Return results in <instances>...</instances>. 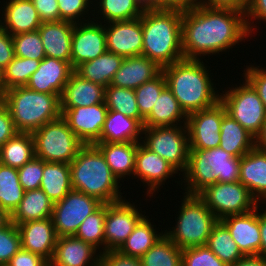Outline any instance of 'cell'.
I'll return each instance as SVG.
<instances>
[{
	"label": "cell",
	"mask_w": 266,
	"mask_h": 266,
	"mask_svg": "<svg viewBox=\"0 0 266 266\" xmlns=\"http://www.w3.org/2000/svg\"><path fill=\"white\" fill-rule=\"evenodd\" d=\"M245 11L199 5L182 11L184 59L200 60L233 48L249 37Z\"/></svg>",
	"instance_id": "cell-1"
},
{
	"label": "cell",
	"mask_w": 266,
	"mask_h": 266,
	"mask_svg": "<svg viewBox=\"0 0 266 266\" xmlns=\"http://www.w3.org/2000/svg\"><path fill=\"white\" fill-rule=\"evenodd\" d=\"M142 55L161 68L184 59L182 10L146 7L141 16Z\"/></svg>",
	"instance_id": "cell-2"
},
{
	"label": "cell",
	"mask_w": 266,
	"mask_h": 266,
	"mask_svg": "<svg viewBox=\"0 0 266 266\" xmlns=\"http://www.w3.org/2000/svg\"><path fill=\"white\" fill-rule=\"evenodd\" d=\"M203 60L183 59L162 68L167 87L188 116L220 101Z\"/></svg>",
	"instance_id": "cell-3"
},
{
	"label": "cell",
	"mask_w": 266,
	"mask_h": 266,
	"mask_svg": "<svg viewBox=\"0 0 266 266\" xmlns=\"http://www.w3.org/2000/svg\"><path fill=\"white\" fill-rule=\"evenodd\" d=\"M73 190L97 198L103 204L122 200L118 179L101 151L94 145H84L70 163Z\"/></svg>",
	"instance_id": "cell-4"
},
{
	"label": "cell",
	"mask_w": 266,
	"mask_h": 266,
	"mask_svg": "<svg viewBox=\"0 0 266 266\" xmlns=\"http://www.w3.org/2000/svg\"><path fill=\"white\" fill-rule=\"evenodd\" d=\"M240 161L241 157H234L221 147L190 149L188 165L182 174L185 180L182 182H186L184 194L198 195L211 184L239 181Z\"/></svg>",
	"instance_id": "cell-5"
},
{
	"label": "cell",
	"mask_w": 266,
	"mask_h": 266,
	"mask_svg": "<svg viewBox=\"0 0 266 266\" xmlns=\"http://www.w3.org/2000/svg\"><path fill=\"white\" fill-rule=\"evenodd\" d=\"M60 94H47L26 86L7 89L1 100L18 132L32 133L61 117Z\"/></svg>",
	"instance_id": "cell-6"
},
{
	"label": "cell",
	"mask_w": 266,
	"mask_h": 266,
	"mask_svg": "<svg viewBox=\"0 0 266 266\" xmlns=\"http://www.w3.org/2000/svg\"><path fill=\"white\" fill-rule=\"evenodd\" d=\"M181 202L175 227L164 234L180 249L206 245L219 220L198 195L185 194Z\"/></svg>",
	"instance_id": "cell-7"
},
{
	"label": "cell",
	"mask_w": 266,
	"mask_h": 266,
	"mask_svg": "<svg viewBox=\"0 0 266 266\" xmlns=\"http://www.w3.org/2000/svg\"><path fill=\"white\" fill-rule=\"evenodd\" d=\"M31 134L35 156L45 162L70 164L85 145L62 117L46 123Z\"/></svg>",
	"instance_id": "cell-8"
},
{
	"label": "cell",
	"mask_w": 266,
	"mask_h": 266,
	"mask_svg": "<svg viewBox=\"0 0 266 266\" xmlns=\"http://www.w3.org/2000/svg\"><path fill=\"white\" fill-rule=\"evenodd\" d=\"M242 83L220 93V102L226 113L256 138L263 128L266 108L253 86L246 79Z\"/></svg>",
	"instance_id": "cell-9"
},
{
	"label": "cell",
	"mask_w": 266,
	"mask_h": 266,
	"mask_svg": "<svg viewBox=\"0 0 266 266\" xmlns=\"http://www.w3.org/2000/svg\"><path fill=\"white\" fill-rule=\"evenodd\" d=\"M183 125V126H182ZM143 127L142 144L164 158L177 171L185 172L189 158V133L186 124ZM187 134V135H186Z\"/></svg>",
	"instance_id": "cell-10"
},
{
	"label": "cell",
	"mask_w": 266,
	"mask_h": 266,
	"mask_svg": "<svg viewBox=\"0 0 266 266\" xmlns=\"http://www.w3.org/2000/svg\"><path fill=\"white\" fill-rule=\"evenodd\" d=\"M198 196L218 220L230 215L247 213L258 201L241 182H217L207 186Z\"/></svg>",
	"instance_id": "cell-11"
},
{
	"label": "cell",
	"mask_w": 266,
	"mask_h": 266,
	"mask_svg": "<svg viewBox=\"0 0 266 266\" xmlns=\"http://www.w3.org/2000/svg\"><path fill=\"white\" fill-rule=\"evenodd\" d=\"M102 204L97 198L72 189L54 203L51 219L58 238L74 236L82 222Z\"/></svg>",
	"instance_id": "cell-12"
},
{
	"label": "cell",
	"mask_w": 266,
	"mask_h": 266,
	"mask_svg": "<svg viewBox=\"0 0 266 266\" xmlns=\"http://www.w3.org/2000/svg\"><path fill=\"white\" fill-rule=\"evenodd\" d=\"M123 198L107 204L104 221V252L118 250L123 242L134 231L138 222L145 216Z\"/></svg>",
	"instance_id": "cell-13"
},
{
	"label": "cell",
	"mask_w": 266,
	"mask_h": 266,
	"mask_svg": "<svg viewBox=\"0 0 266 266\" xmlns=\"http://www.w3.org/2000/svg\"><path fill=\"white\" fill-rule=\"evenodd\" d=\"M225 106L219 101L214 106L194 112L187 117L190 149L207 150L219 147L220 131Z\"/></svg>",
	"instance_id": "cell-14"
},
{
	"label": "cell",
	"mask_w": 266,
	"mask_h": 266,
	"mask_svg": "<svg viewBox=\"0 0 266 266\" xmlns=\"http://www.w3.org/2000/svg\"><path fill=\"white\" fill-rule=\"evenodd\" d=\"M92 20L75 23L72 32L71 66L75 70L80 64L102 55L106 49V31L102 22Z\"/></svg>",
	"instance_id": "cell-15"
},
{
	"label": "cell",
	"mask_w": 266,
	"mask_h": 266,
	"mask_svg": "<svg viewBox=\"0 0 266 266\" xmlns=\"http://www.w3.org/2000/svg\"><path fill=\"white\" fill-rule=\"evenodd\" d=\"M108 113L106 103L61 109V117L85 144L100 143V135Z\"/></svg>",
	"instance_id": "cell-16"
},
{
	"label": "cell",
	"mask_w": 266,
	"mask_h": 266,
	"mask_svg": "<svg viewBox=\"0 0 266 266\" xmlns=\"http://www.w3.org/2000/svg\"><path fill=\"white\" fill-rule=\"evenodd\" d=\"M106 49L124 58L142 55L141 17L130 21L106 23ZM108 26V27H107Z\"/></svg>",
	"instance_id": "cell-17"
},
{
	"label": "cell",
	"mask_w": 266,
	"mask_h": 266,
	"mask_svg": "<svg viewBox=\"0 0 266 266\" xmlns=\"http://www.w3.org/2000/svg\"><path fill=\"white\" fill-rule=\"evenodd\" d=\"M258 208L257 206L247 213L226 216L220 220L244 256H260L261 232Z\"/></svg>",
	"instance_id": "cell-18"
},
{
	"label": "cell",
	"mask_w": 266,
	"mask_h": 266,
	"mask_svg": "<svg viewBox=\"0 0 266 266\" xmlns=\"http://www.w3.org/2000/svg\"><path fill=\"white\" fill-rule=\"evenodd\" d=\"M178 171L164 158L146 148L141 142L135 156L134 176L143 184L148 185L147 196H153L164 182ZM151 194V195H150Z\"/></svg>",
	"instance_id": "cell-19"
},
{
	"label": "cell",
	"mask_w": 266,
	"mask_h": 266,
	"mask_svg": "<svg viewBox=\"0 0 266 266\" xmlns=\"http://www.w3.org/2000/svg\"><path fill=\"white\" fill-rule=\"evenodd\" d=\"M16 226L21 238V248L40 255L50 263L58 239L52 219L31 220Z\"/></svg>",
	"instance_id": "cell-20"
},
{
	"label": "cell",
	"mask_w": 266,
	"mask_h": 266,
	"mask_svg": "<svg viewBox=\"0 0 266 266\" xmlns=\"http://www.w3.org/2000/svg\"><path fill=\"white\" fill-rule=\"evenodd\" d=\"M73 72L71 63L46 56L26 87L36 92L61 95Z\"/></svg>",
	"instance_id": "cell-21"
},
{
	"label": "cell",
	"mask_w": 266,
	"mask_h": 266,
	"mask_svg": "<svg viewBox=\"0 0 266 266\" xmlns=\"http://www.w3.org/2000/svg\"><path fill=\"white\" fill-rule=\"evenodd\" d=\"M96 251L91 244L75 236L59 237L50 266H99L100 254Z\"/></svg>",
	"instance_id": "cell-22"
},
{
	"label": "cell",
	"mask_w": 266,
	"mask_h": 266,
	"mask_svg": "<svg viewBox=\"0 0 266 266\" xmlns=\"http://www.w3.org/2000/svg\"><path fill=\"white\" fill-rule=\"evenodd\" d=\"M161 72L162 68L155 61L143 55L126 57L113 76L110 85L135 90L157 77Z\"/></svg>",
	"instance_id": "cell-23"
},
{
	"label": "cell",
	"mask_w": 266,
	"mask_h": 266,
	"mask_svg": "<svg viewBox=\"0 0 266 266\" xmlns=\"http://www.w3.org/2000/svg\"><path fill=\"white\" fill-rule=\"evenodd\" d=\"M3 9L0 24L11 36L37 31L42 24L32 0H9Z\"/></svg>",
	"instance_id": "cell-24"
},
{
	"label": "cell",
	"mask_w": 266,
	"mask_h": 266,
	"mask_svg": "<svg viewBox=\"0 0 266 266\" xmlns=\"http://www.w3.org/2000/svg\"><path fill=\"white\" fill-rule=\"evenodd\" d=\"M105 102V87L71 74L60 96V108L71 109Z\"/></svg>",
	"instance_id": "cell-25"
},
{
	"label": "cell",
	"mask_w": 266,
	"mask_h": 266,
	"mask_svg": "<svg viewBox=\"0 0 266 266\" xmlns=\"http://www.w3.org/2000/svg\"><path fill=\"white\" fill-rule=\"evenodd\" d=\"M241 182L259 202L266 203V152L256 146L241 157Z\"/></svg>",
	"instance_id": "cell-26"
},
{
	"label": "cell",
	"mask_w": 266,
	"mask_h": 266,
	"mask_svg": "<svg viewBox=\"0 0 266 266\" xmlns=\"http://www.w3.org/2000/svg\"><path fill=\"white\" fill-rule=\"evenodd\" d=\"M75 23L42 22L38 28L47 57L71 63L72 32Z\"/></svg>",
	"instance_id": "cell-27"
},
{
	"label": "cell",
	"mask_w": 266,
	"mask_h": 266,
	"mask_svg": "<svg viewBox=\"0 0 266 266\" xmlns=\"http://www.w3.org/2000/svg\"><path fill=\"white\" fill-rule=\"evenodd\" d=\"M102 153L113 175L120 181L134 175L139 142H100L94 144Z\"/></svg>",
	"instance_id": "cell-28"
},
{
	"label": "cell",
	"mask_w": 266,
	"mask_h": 266,
	"mask_svg": "<svg viewBox=\"0 0 266 266\" xmlns=\"http://www.w3.org/2000/svg\"><path fill=\"white\" fill-rule=\"evenodd\" d=\"M187 117L171 90L166 86L154 103L150 114L144 119L143 127L152 128L186 124Z\"/></svg>",
	"instance_id": "cell-29"
},
{
	"label": "cell",
	"mask_w": 266,
	"mask_h": 266,
	"mask_svg": "<svg viewBox=\"0 0 266 266\" xmlns=\"http://www.w3.org/2000/svg\"><path fill=\"white\" fill-rule=\"evenodd\" d=\"M142 133L143 125L137 119L108 110L100 142H141Z\"/></svg>",
	"instance_id": "cell-30"
},
{
	"label": "cell",
	"mask_w": 266,
	"mask_h": 266,
	"mask_svg": "<svg viewBox=\"0 0 266 266\" xmlns=\"http://www.w3.org/2000/svg\"><path fill=\"white\" fill-rule=\"evenodd\" d=\"M255 146L256 138L225 113L221 124L219 147L234 157H242Z\"/></svg>",
	"instance_id": "cell-31"
},
{
	"label": "cell",
	"mask_w": 266,
	"mask_h": 266,
	"mask_svg": "<svg viewBox=\"0 0 266 266\" xmlns=\"http://www.w3.org/2000/svg\"><path fill=\"white\" fill-rule=\"evenodd\" d=\"M54 203L42 189L27 190L18 207L11 214V222L15 225L31 220L51 218Z\"/></svg>",
	"instance_id": "cell-32"
},
{
	"label": "cell",
	"mask_w": 266,
	"mask_h": 266,
	"mask_svg": "<svg viewBox=\"0 0 266 266\" xmlns=\"http://www.w3.org/2000/svg\"><path fill=\"white\" fill-rule=\"evenodd\" d=\"M124 57L105 51L97 58L80 64L74 71L82 78L108 87Z\"/></svg>",
	"instance_id": "cell-33"
},
{
	"label": "cell",
	"mask_w": 266,
	"mask_h": 266,
	"mask_svg": "<svg viewBox=\"0 0 266 266\" xmlns=\"http://www.w3.org/2000/svg\"><path fill=\"white\" fill-rule=\"evenodd\" d=\"M40 189L53 203L61 201L72 190L70 164L43 160Z\"/></svg>",
	"instance_id": "cell-34"
},
{
	"label": "cell",
	"mask_w": 266,
	"mask_h": 266,
	"mask_svg": "<svg viewBox=\"0 0 266 266\" xmlns=\"http://www.w3.org/2000/svg\"><path fill=\"white\" fill-rule=\"evenodd\" d=\"M35 157L31 133L18 132L0 147V164L20 168Z\"/></svg>",
	"instance_id": "cell-35"
},
{
	"label": "cell",
	"mask_w": 266,
	"mask_h": 266,
	"mask_svg": "<svg viewBox=\"0 0 266 266\" xmlns=\"http://www.w3.org/2000/svg\"><path fill=\"white\" fill-rule=\"evenodd\" d=\"M146 217L138 222L134 231L117 251L127 256L141 258L164 235L163 231L158 234L156 228L154 229L155 225H152L150 219Z\"/></svg>",
	"instance_id": "cell-36"
},
{
	"label": "cell",
	"mask_w": 266,
	"mask_h": 266,
	"mask_svg": "<svg viewBox=\"0 0 266 266\" xmlns=\"http://www.w3.org/2000/svg\"><path fill=\"white\" fill-rule=\"evenodd\" d=\"M206 246L228 266L244 257L229 230L220 220L213 226Z\"/></svg>",
	"instance_id": "cell-37"
},
{
	"label": "cell",
	"mask_w": 266,
	"mask_h": 266,
	"mask_svg": "<svg viewBox=\"0 0 266 266\" xmlns=\"http://www.w3.org/2000/svg\"><path fill=\"white\" fill-rule=\"evenodd\" d=\"M24 193L17 168L0 164V208L11 215L21 202Z\"/></svg>",
	"instance_id": "cell-38"
},
{
	"label": "cell",
	"mask_w": 266,
	"mask_h": 266,
	"mask_svg": "<svg viewBox=\"0 0 266 266\" xmlns=\"http://www.w3.org/2000/svg\"><path fill=\"white\" fill-rule=\"evenodd\" d=\"M140 260L142 266H182V249L164 234Z\"/></svg>",
	"instance_id": "cell-39"
},
{
	"label": "cell",
	"mask_w": 266,
	"mask_h": 266,
	"mask_svg": "<svg viewBox=\"0 0 266 266\" xmlns=\"http://www.w3.org/2000/svg\"><path fill=\"white\" fill-rule=\"evenodd\" d=\"M97 5L107 23L140 18L146 8L140 0H100Z\"/></svg>",
	"instance_id": "cell-40"
},
{
	"label": "cell",
	"mask_w": 266,
	"mask_h": 266,
	"mask_svg": "<svg viewBox=\"0 0 266 266\" xmlns=\"http://www.w3.org/2000/svg\"><path fill=\"white\" fill-rule=\"evenodd\" d=\"M105 103L108 110L137 119L143 125L144 118L140 115L134 90L109 85L105 87Z\"/></svg>",
	"instance_id": "cell-41"
},
{
	"label": "cell",
	"mask_w": 266,
	"mask_h": 266,
	"mask_svg": "<svg viewBox=\"0 0 266 266\" xmlns=\"http://www.w3.org/2000/svg\"><path fill=\"white\" fill-rule=\"evenodd\" d=\"M106 212L107 204H102L82 222L74 235L76 238L91 244L98 250L103 246L101 250H99L100 254L104 252V221Z\"/></svg>",
	"instance_id": "cell-42"
},
{
	"label": "cell",
	"mask_w": 266,
	"mask_h": 266,
	"mask_svg": "<svg viewBox=\"0 0 266 266\" xmlns=\"http://www.w3.org/2000/svg\"><path fill=\"white\" fill-rule=\"evenodd\" d=\"M39 64V60L15 56L3 69L5 89L26 86L31 75L38 69Z\"/></svg>",
	"instance_id": "cell-43"
},
{
	"label": "cell",
	"mask_w": 266,
	"mask_h": 266,
	"mask_svg": "<svg viewBox=\"0 0 266 266\" xmlns=\"http://www.w3.org/2000/svg\"><path fill=\"white\" fill-rule=\"evenodd\" d=\"M166 86L165 76L161 72L157 77L134 90L140 115L144 119L150 114L154 103Z\"/></svg>",
	"instance_id": "cell-44"
},
{
	"label": "cell",
	"mask_w": 266,
	"mask_h": 266,
	"mask_svg": "<svg viewBox=\"0 0 266 266\" xmlns=\"http://www.w3.org/2000/svg\"><path fill=\"white\" fill-rule=\"evenodd\" d=\"M16 57L43 60L45 55L44 46L39 31L20 33L12 36Z\"/></svg>",
	"instance_id": "cell-45"
},
{
	"label": "cell",
	"mask_w": 266,
	"mask_h": 266,
	"mask_svg": "<svg viewBox=\"0 0 266 266\" xmlns=\"http://www.w3.org/2000/svg\"><path fill=\"white\" fill-rule=\"evenodd\" d=\"M21 249V238L17 226L11 221L0 229V266H6Z\"/></svg>",
	"instance_id": "cell-46"
},
{
	"label": "cell",
	"mask_w": 266,
	"mask_h": 266,
	"mask_svg": "<svg viewBox=\"0 0 266 266\" xmlns=\"http://www.w3.org/2000/svg\"><path fill=\"white\" fill-rule=\"evenodd\" d=\"M182 266H228L206 245L182 249Z\"/></svg>",
	"instance_id": "cell-47"
},
{
	"label": "cell",
	"mask_w": 266,
	"mask_h": 266,
	"mask_svg": "<svg viewBox=\"0 0 266 266\" xmlns=\"http://www.w3.org/2000/svg\"><path fill=\"white\" fill-rule=\"evenodd\" d=\"M19 182L25 191L39 189L42 181L43 160L36 156L17 169Z\"/></svg>",
	"instance_id": "cell-48"
},
{
	"label": "cell",
	"mask_w": 266,
	"mask_h": 266,
	"mask_svg": "<svg viewBox=\"0 0 266 266\" xmlns=\"http://www.w3.org/2000/svg\"><path fill=\"white\" fill-rule=\"evenodd\" d=\"M57 2H58L59 13H60V21L62 20V21H68L72 23H79V20H80V23H82L84 21L86 22L90 20L89 18L87 20L85 18L81 19V17H84L86 13L87 14L89 13L88 8L91 6L90 3L92 4L93 1H90V0H57Z\"/></svg>",
	"instance_id": "cell-49"
},
{
	"label": "cell",
	"mask_w": 266,
	"mask_h": 266,
	"mask_svg": "<svg viewBox=\"0 0 266 266\" xmlns=\"http://www.w3.org/2000/svg\"><path fill=\"white\" fill-rule=\"evenodd\" d=\"M246 67L245 73H243L244 79L253 86L266 108V69L265 67L259 68V66L254 67L253 65Z\"/></svg>",
	"instance_id": "cell-50"
},
{
	"label": "cell",
	"mask_w": 266,
	"mask_h": 266,
	"mask_svg": "<svg viewBox=\"0 0 266 266\" xmlns=\"http://www.w3.org/2000/svg\"><path fill=\"white\" fill-rule=\"evenodd\" d=\"M99 266H142L140 258L124 255L117 250L100 254Z\"/></svg>",
	"instance_id": "cell-51"
},
{
	"label": "cell",
	"mask_w": 266,
	"mask_h": 266,
	"mask_svg": "<svg viewBox=\"0 0 266 266\" xmlns=\"http://www.w3.org/2000/svg\"><path fill=\"white\" fill-rule=\"evenodd\" d=\"M42 22L60 21L57 0H32Z\"/></svg>",
	"instance_id": "cell-52"
},
{
	"label": "cell",
	"mask_w": 266,
	"mask_h": 266,
	"mask_svg": "<svg viewBox=\"0 0 266 266\" xmlns=\"http://www.w3.org/2000/svg\"><path fill=\"white\" fill-rule=\"evenodd\" d=\"M17 133L9 109L0 100V147Z\"/></svg>",
	"instance_id": "cell-53"
},
{
	"label": "cell",
	"mask_w": 266,
	"mask_h": 266,
	"mask_svg": "<svg viewBox=\"0 0 266 266\" xmlns=\"http://www.w3.org/2000/svg\"><path fill=\"white\" fill-rule=\"evenodd\" d=\"M6 266H50V263L40 255L21 248Z\"/></svg>",
	"instance_id": "cell-54"
},
{
	"label": "cell",
	"mask_w": 266,
	"mask_h": 266,
	"mask_svg": "<svg viewBox=\"0 0 266 266\" xmlns=\"http://www.w3.org/2000/svg\"><path fill=\"white\" fill-rule=\"evenodd\" d=\"M245 18L246 19V25L249 31V34L251 35L252 31L255 29L251 22V20H263L266 22V0H248L247 7L245 10ZM250 19V21H249Z\"/></svg>",
	"instance_id": "cell-55"
},
{
	"label": "cell",
	"mask_w": 266,
	"mask_h": 266,
	"mask_svg": "<svg viewBox=\"0 0 266 266\" xmlns=\"http://www.w3.org/2000/svg\"><path fill=\"white\" fill-rule=\"evenodd\" d=\"M15 57L12 36L0 24V68L3 70Z\"/></svg>",
	"instance_id": "cell-56"
},
{
	"label": "cell",
	"mask_w": 266,
	"mask_h": 266,
	"mask_svg": "<svg viewBox=\"0 0 266 266\" xmlns=\"http://www.w3.org/2000/svg\"><path fill=\"white\" fill-rule=\"evenodd\" d=\"M200 0H155L156 9L189 10L199 6Z\"/></svg>",
	"instance_id": "cell-57"
},
{
	"label": "cell",
	"mask_w": 266,
	"mask_h": 266,
	"mask_svg": "<svg viewBox=\"0 0 266 266\" xmlns=\"http://www.w3.org/2000/svg\"><path fill=\"white\" fill-rule=\"evenodd\" d=\"M248 0H200L199 5L206 7L233 8L245 11Z\"/></svg>",
	"instance_id": "cell-58"
},
{
	"label": "cell",
	"mask_w": 266,
	"mask_h": 266,
	"mask_svg": "<svg viewBox=\"0 0 266 266\" xmlns=\"http://www.w3.org/2000/svg\"><path fill=\"white\" fill-rule=\"evenodd\" d=\"M258 218L261 232L260 256L266 259V210L258 212Z\"/></svg>",
	"instance_id": "cell-59"
},
{
	"label": "cell",
	"mask_w": 266,
	"mask_h": 266,
	"mask_svg": "<svg viewBox=\"0 0 266 266\" xmlns=\"http://www.w3.org/2000/svg\"><path fill=\"white\" fill-rule=\"evenodd\" d=\"M231 266H266V259L262 256H244Z\"/></svg>",
	"instance_id": "cell-60"
},
{
	"label": "cell",
	"mask_w": 266,
	"mask_h": 266,
	"mask_svg": "<svg viewBox=\"0 0 266 266\" xmlns=\"http://www.w3.org/2000/svg\"><path fill=\"white\" fill-rule=\"evenodd\" d=\"M256 147L266 152V119L261 133L256 137Z\"/></svg>",
	"instance_id": "cell-61"
},
{
	"label": "cell",
	"mask_w": 266,
	"mask_h": 266,
	"mask_svg": "<svg viewBox=\"0 0 266 266\" xmlns=\"http://www.w3.org/2000/svg\"><path fill=\"white\" fill-rule=\"evenodd\" d=\"M11 221V215L0 208V229L5 227Z\"/></svg>",
	"instance_id": "cell-62"
},
{
	"label": "cell",
	"mask_w": 266,
	"mask_h": 266,
	"mask_svg": "<svg viewBox=\"0 0 266 266\" xmlns=\"http://www.w3.org/2000/svg\"><path fill=\"white\" fill-rule=\"evenodd\" d=\"M5 91L6 89L3 81V70L0 68V100L3 99Z\"/></svg>",
	"instance_id": "cell-63"
},
{
	"label": "cell",
	"mask_w": 266,
	"mask_h": 266,
	"mask_svg": "<svg viewBox=\"0 0 266 266\" xmlns=\"http://www.w3.org/2000/svg\"><path fill=\"white\" fill-rule=\"evenodd\" d=\"M145 7L155 8V0H140Z\"/></svg>",
	"instance_id": "cell-64"
}]
</instances>
